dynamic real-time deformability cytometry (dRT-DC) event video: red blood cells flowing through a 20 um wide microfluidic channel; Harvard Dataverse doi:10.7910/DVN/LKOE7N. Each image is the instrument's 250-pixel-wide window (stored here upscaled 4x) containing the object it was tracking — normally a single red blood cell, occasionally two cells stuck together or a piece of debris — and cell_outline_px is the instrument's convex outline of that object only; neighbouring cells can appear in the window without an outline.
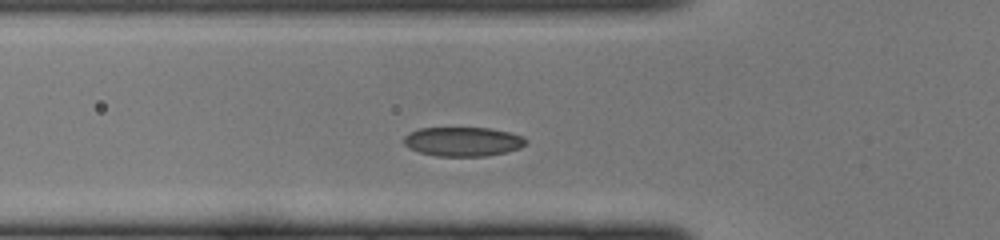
{"species": "common noctule bat (a hibernating species)", "species_latin": "Nyctalus noctula", "temperature_condition": "cold", "stored_images_in_passage": 39, "camera_frame_rate_fps": 3000, "um_per_image_px": 0.085, "animal": {"sex": "female", "body_mass_g": 22.0, "forearm_length_mm": 56.7}, "frame": {"image": 1, "passage_image": 8, "time_ms": 2.333, "image_size_px": [1000, 240], "cell_outline_px": [[528, 140], [520, 148], [504, 152], [484, 156], [436, 156], [420, 152], [404, 144], [404, 136], [408, 132], [420, 128], [492, 128], [524, 136]], "centroid_in_image_um": [39.35, 12.02], "position_along_channel_um": 86.4, "area_um2": 20.69}}
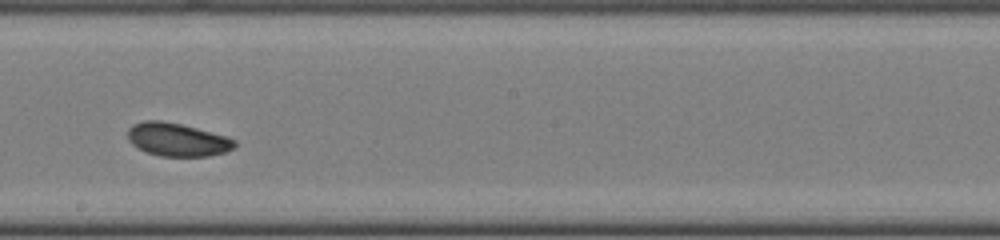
{"frame": {"image": 2, "passage_image": 18, "time_ms": 5.667, "image_size_px": [1000, 240], "cell_outline_px": [[236, 148], [224, 152], [208, 156], [160, 156], [144, 152], [132, 144], [128, 140], [128, 128], [132, 124], [144, 120], [160, 120], [180, 124], [228, 136], [236, 140]], "centroid_in_image_um": [15.06, 11.87], "position_along_channel_um": 233.1, "area_um2": 20.87}}
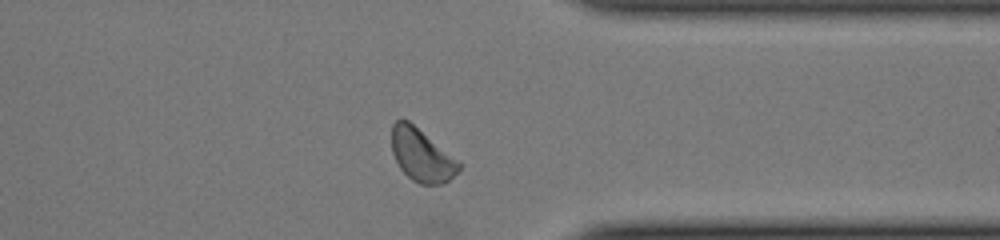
{"frame": {"image": 3, "passage_image": 28, "time_ms": 9.0, "image_size_px": [1000, 240], "cell_outline_px": [[464, 164], [444, 184], [420, 184], [412, 180], [400, 168], [392, 152], [392, 124], [396, 120], [408, 120], [460, 160]], "centroid_in_image_um": [35.87, 13.19], "position_along_channel_um": 375.5, "area_um2": 20.69}}